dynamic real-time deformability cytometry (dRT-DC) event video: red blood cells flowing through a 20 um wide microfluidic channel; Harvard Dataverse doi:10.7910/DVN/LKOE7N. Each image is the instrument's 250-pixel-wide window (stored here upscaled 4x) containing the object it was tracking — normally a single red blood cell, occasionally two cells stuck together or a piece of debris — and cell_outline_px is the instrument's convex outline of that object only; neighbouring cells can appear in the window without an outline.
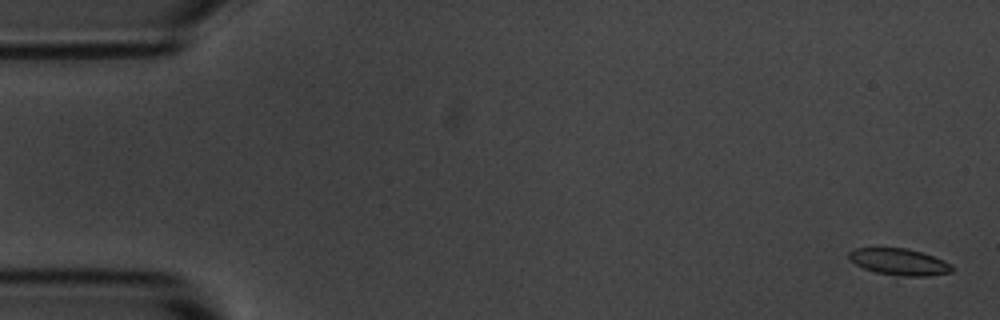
{"species": "common noctule bat (a hibernating species)", "species_latin": "Nyctalus noctula", "temperature_condition": "room temperature", "stored_images_in_passage": 5, "camera_frame_rate_fps": 3000, "um_per_image_px": 0.085, "animal": {"sex": "male", "body_mass_g": 20.1, "forearm_length_mm": 53.5}, "frame": {"image": 1, "passage_image": 1, "time_ms": 0.0, "image_size_px": [1000, 320], "cell_outline_px": [[952, 272], [928, 276], [904, 276], [876, 272], [864, 268], [856, 264], [848, 256], [848, 252], [856, 248], [908, 248], [932, 256], [952, 264]], "centroid_in_image_um": [76.44, 22.25], "position_along_channel_um": 8.6, "area_um2": 15.72}}
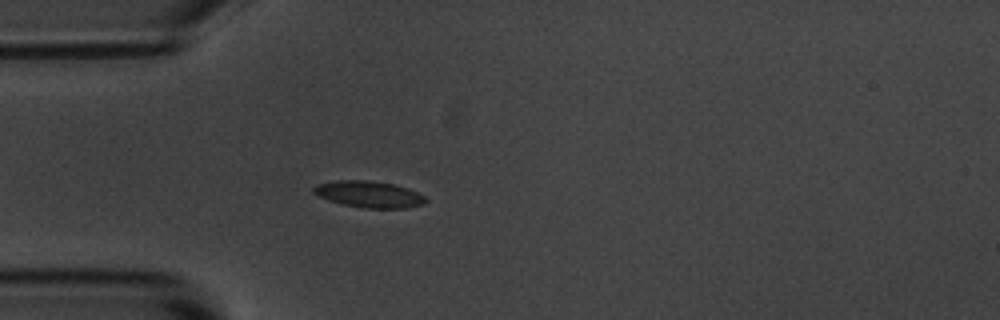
{"frame": {"image": 2, "passage_image": 5, "time_ms": 4.667, "image_size_px": [1000, 320], "cell_outline_px": [[428, 200], [424, 204], [408, 208], [364, 208], [344, 204], [328, 200], [312, 192], [312, 188], [316, 184], [336, 180], [368, 180], [392, 184], [408, 188], [424, 196]], "centroid_in_image_um": [31.36, 16.51], "position_along_channel_um": 53.6, "area_um2": 17.28}}